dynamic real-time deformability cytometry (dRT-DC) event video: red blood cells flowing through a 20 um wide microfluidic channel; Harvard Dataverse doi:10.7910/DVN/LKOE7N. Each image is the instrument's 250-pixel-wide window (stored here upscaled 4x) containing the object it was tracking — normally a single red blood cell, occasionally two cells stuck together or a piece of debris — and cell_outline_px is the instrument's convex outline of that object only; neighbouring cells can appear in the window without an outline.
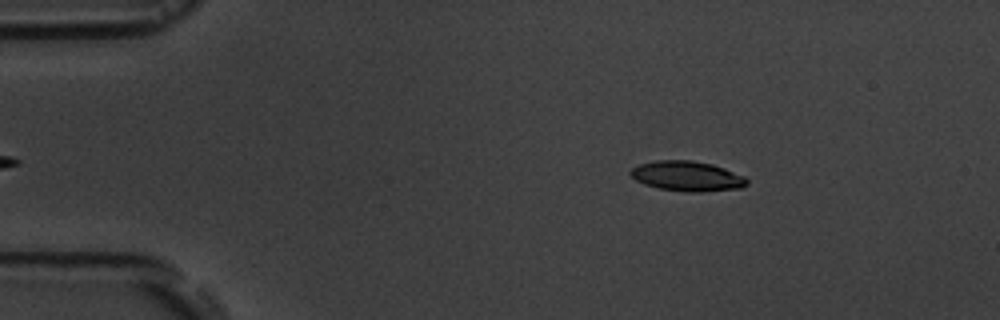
{"species": "common noctule bat (a hibernating species)", "species_latin": "Nyctalus noctula", "temperature_condition": "room temperature", "stored_images_in_passage": 3, "camera_frame_rate_fps": 3000, "um_per_image_px": 0.085, "animal": {"sex": "male", "body_mass_g": 19.5, "forearm_length_mm": 54.6}, "frame": {"image": 1, "passage_image": 1, "time_ms": 0.0, "image_size_px": [1000, 320], "cell_outline_px": [[748, 184], [740, 188], [700, 192], [688, 192], [660, 188], [644, 184], [636, 180], [628, 172], [632, 168], [640, 164], [656, 160], [692, 160], [712, 164], [724, 168], [744, 176], [748, 180]], "centroid_in_image_um": [58.41, 14.96], "position_along_channel_um": 26.6, "area_um2": 20.29}}